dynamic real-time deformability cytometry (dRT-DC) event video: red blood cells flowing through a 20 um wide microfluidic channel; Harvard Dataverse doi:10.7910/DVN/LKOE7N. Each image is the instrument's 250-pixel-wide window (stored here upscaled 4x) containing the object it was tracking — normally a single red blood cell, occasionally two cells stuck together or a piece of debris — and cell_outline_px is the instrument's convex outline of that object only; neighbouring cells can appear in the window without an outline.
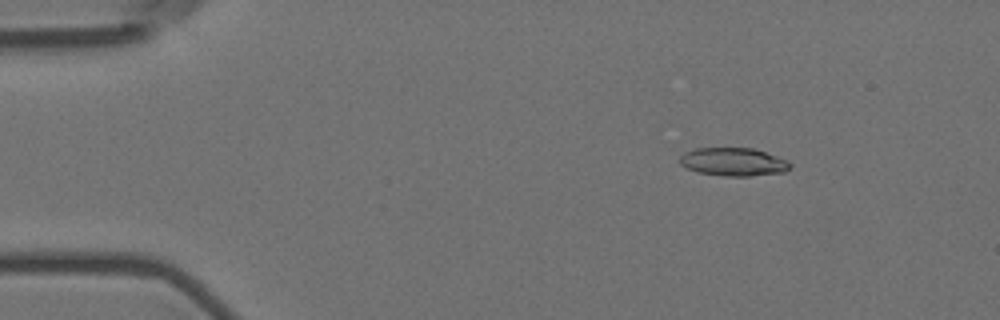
{"species": "Egyptian fruit bat (a non-hibernating species)", "species_latin": "Rousettus aegyptiacus", "temperature_condition": "room temperature", "stored_images_in_passage": 31, "camera_frame_rate_fps": 3000, "um_per_image_px": 0.085, "animal": {"sex": "female"}, "frame": {"image": 1, "passage_image": 8, "time_ms": 2.333, "image_size_px": [1000, 320], "cell_outline_px": [[792, 168], [784, 172], [748, 176], [724, 176], [700, 172], [688, 168], [680, 164], [680, 156], [684, 152], [696, 148], [752, 148], [788, 160], [792, 164]], "centroid_in_image_um": [62.36, 13.76], "position_along_channel_um": 22.6, "area_um2": 18.03}}
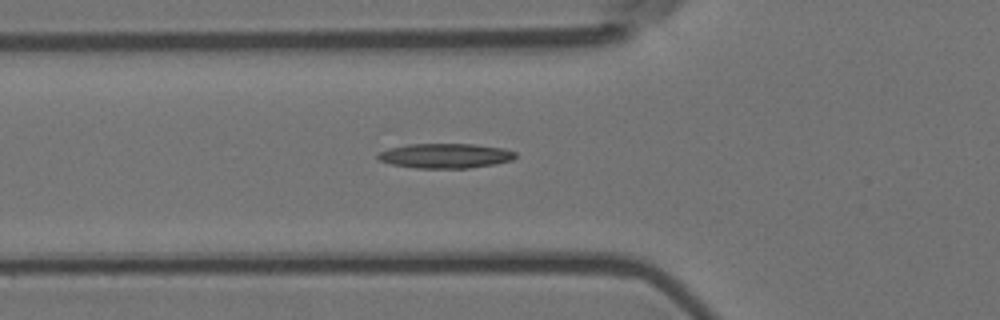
{"frame": {"image": 2, "passage_image": 20, "time_ms": 6.333, "image_size_px": [1000, 320], "cell_outline_px": [[516, 156], [512, 160], [492, 164], [468, 168], [416, 168], [392, 164], [380, 160], [376, 156], [380, 152], [388, 148], [408, 144], [472, 144], [504, 148], [516, 152]], "centroid_in_image_um": [37.85, 13.23], "position_along_channel_um": 88.0, "area_um2": 19.71}}
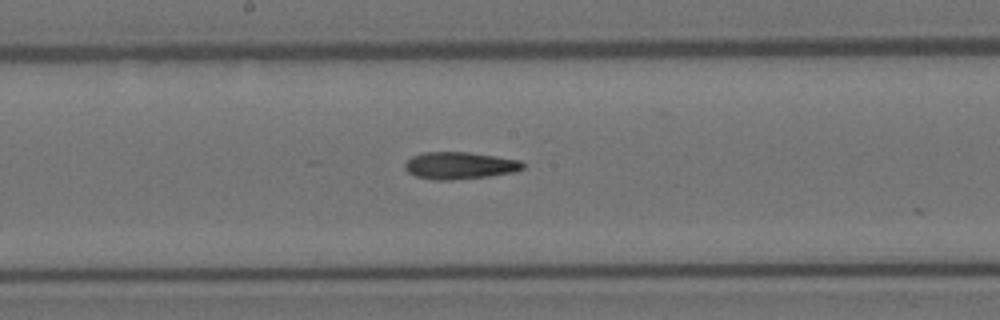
{"frame": {"image": 3, "passage_image": 30, "time_ms": 9.667, "image_size_px": [1000, 320], "cell_outline_px": [[524, 168], [516, 172], [488, 176], [452, 180], [432, 180], [416, 176], [408, 172], [404, 168], [404, 164], [412, 156], [424, 152], [468, 152], [496, 156], [520, 160], [524, 164]], "centroid_in_image_um": [39.07, 14.07], "position_along_channel_um": 209.1, "area_um2": 18.73}}